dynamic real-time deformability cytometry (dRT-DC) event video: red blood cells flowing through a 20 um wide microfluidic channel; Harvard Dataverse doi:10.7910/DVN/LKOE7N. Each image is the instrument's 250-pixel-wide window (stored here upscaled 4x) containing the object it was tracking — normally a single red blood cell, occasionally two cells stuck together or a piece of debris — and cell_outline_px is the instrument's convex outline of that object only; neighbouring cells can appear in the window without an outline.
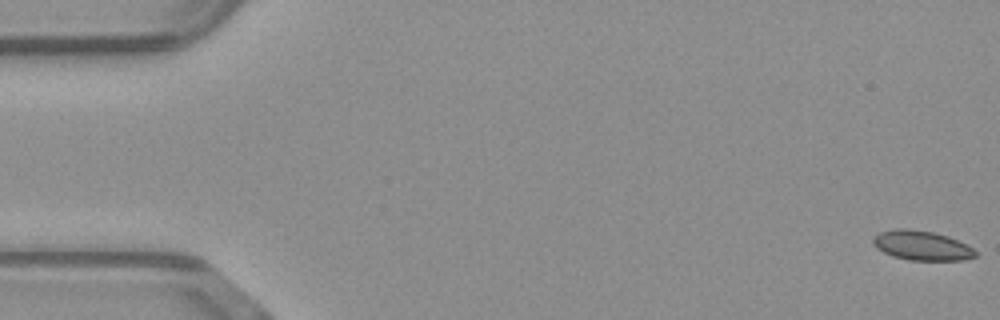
{"species": "common noctule bat (a hibernating species)", "species_latin": "Nyctalus noctula", "temperature_condition": "warm", "stored_images_in_passage": 52, "segment_of_instrument_passage": [1, 2], "camera_frame_rate_fps": 3000, "um_per_image_px": 0.085, "animal": {"sex": "male", "body_mass_g": 23.1, "forearm_length_mm": 52.7}, "frame": {"image": 1, "passage_image": 1, "time_ms": 0.0, "image_size_px": [1000, 320], "cell_outline_px": [[976, 256], [964, 260], [912, 260], [892, 256], [876, 248], [872, 244], [872, 240], [880, 232], [896, 228], [908, 228], [932, 232], [948, 236], [972, 248], [976, 252]], "centroid_in_image_um": [78.32, 20.86], "position_along_channel_um": 6.7, "area_um2": 17.46}}
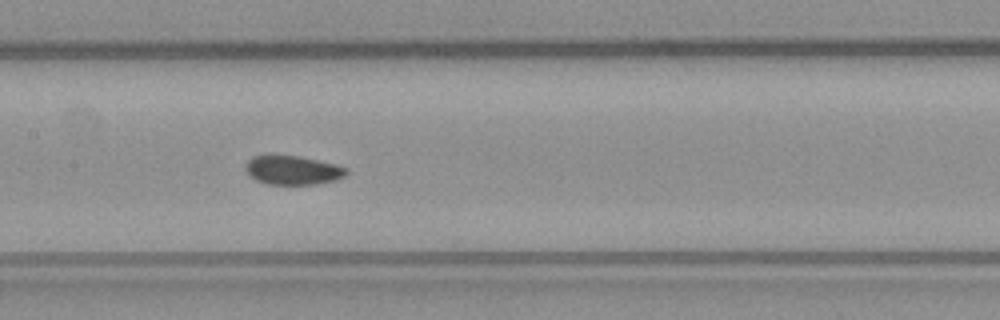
{"frame": {"image": 2, "passage_image": 25, "time_ms": 8.0, "image_size_px": [1000, 320], "cell_outline_px": [[348, 172], [344, 176], [336, 180], [316, 184], [268, 184], [256, 180], [244, 168], [248, 160], [252, 156], [300, 156], [336, 164], [348, 168]], "centroid_in_image_um": [24.92, 14.47], "position_along_channel_um": 182.5, "area_um2": 16.88}}
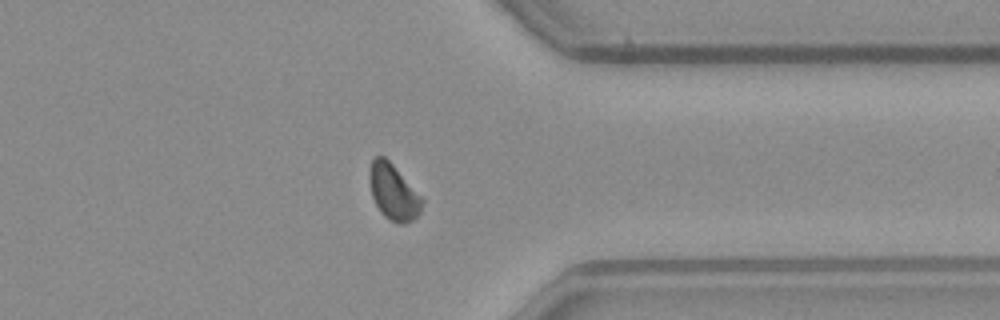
{"frame": {"image": 3, "passage_image": 40, "time_ms": 13.0, "image_size_px": [1000, 320], "cell_outline_px": [[424, 200], [420, 212], [412, 220], [404, 224], [400, 224], [384, 216], [380, 212], [372, 196], [368, 180], [368, 172], [372, 160], [376, 156], [384, 156], [424, 196]], "centroid_in_image_um": [33.45, 16.31], "position_along_channel_um": 377.9, "area_um2": 17.34}}